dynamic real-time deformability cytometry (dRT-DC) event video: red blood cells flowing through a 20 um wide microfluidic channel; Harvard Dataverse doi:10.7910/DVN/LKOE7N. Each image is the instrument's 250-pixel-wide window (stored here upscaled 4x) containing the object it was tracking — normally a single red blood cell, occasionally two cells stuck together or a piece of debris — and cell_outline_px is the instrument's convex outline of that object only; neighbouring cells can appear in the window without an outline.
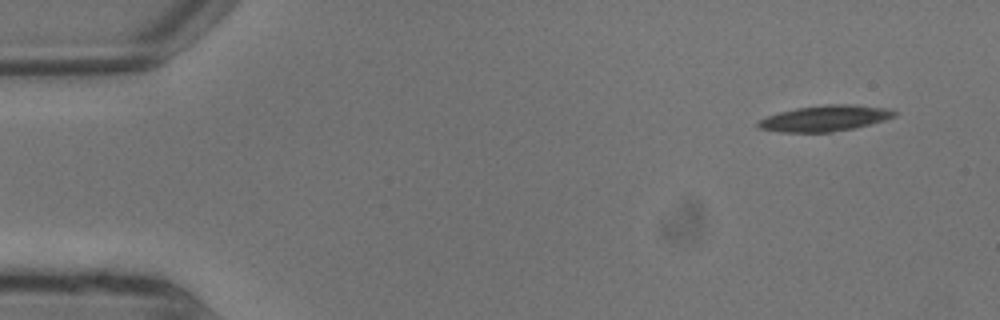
{"species": "common noctule bat (a hibernating species)", "species_latin": "Nyctalus noctula", "temperature_condition": "warm", "stored_images_in_passage": 2, "camera_frame_rate_fps": 3000, "um_per_image_px": 0.085, "animal": {"sex": "male", "body_mass_g": 13.3}, "frame": {"image": 1, "passage_image": 2, "time_ms": 0.333, "image_size_px": [1000, 320], "cell_outline_px": [[896, 116], [884, 120], [856, 128], [832, 132], [780, 132], [756, 128], [756, 124], [760, 120], [768, 116], [780, 112], [796, 108], [828, 104], [852, 104], [888, 108], [896, 112]], "centroid_in_image_um": [70.12, 10.06], "position_along_channel_um": 14.9, "area_um2": 20.58}}